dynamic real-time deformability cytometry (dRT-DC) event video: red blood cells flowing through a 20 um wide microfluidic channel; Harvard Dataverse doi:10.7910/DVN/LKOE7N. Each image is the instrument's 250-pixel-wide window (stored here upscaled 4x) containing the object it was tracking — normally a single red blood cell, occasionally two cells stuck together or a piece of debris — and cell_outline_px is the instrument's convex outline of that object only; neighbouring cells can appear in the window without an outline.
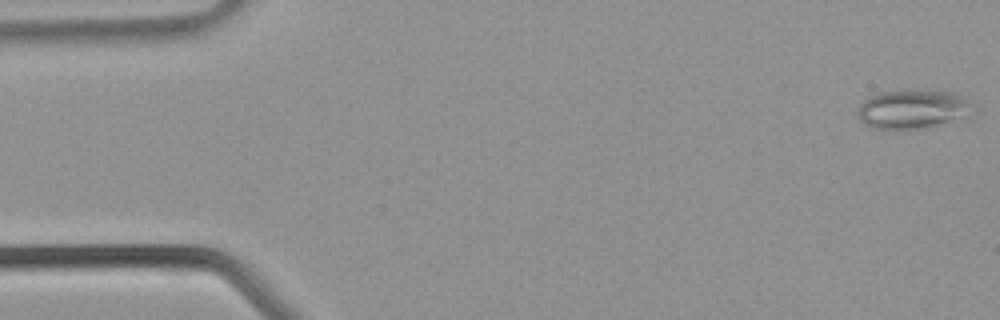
{"species": "common noctule bat (a hibernating species)", "species_latin": "Nyctalus noctula", "temperature_condition": "warm", "stored_images_in_passage": 7, "camera_frame_rate_fps": 3000, "um_per_image_px": 0.085, "animal": {"sex": "male", "body_mass_g": 21.5, "forearm_length_mm": 52.0}, "frame": {"image": 1, "passage_image": 1, "time_ms": 0.0, "image_size_px": [1000, 320], "cell_outline_px": [[968, 104], [960, 116], [928, 128], [872, 128], [864, 124], [860, 120], [860, 104], [868, 96], [880, 92], [952, 92], [960, 96]], "centroid_in_image_um": [77.39, 9.3], "position_along_channel_um": 7.6, "area_um2": 24.16}}